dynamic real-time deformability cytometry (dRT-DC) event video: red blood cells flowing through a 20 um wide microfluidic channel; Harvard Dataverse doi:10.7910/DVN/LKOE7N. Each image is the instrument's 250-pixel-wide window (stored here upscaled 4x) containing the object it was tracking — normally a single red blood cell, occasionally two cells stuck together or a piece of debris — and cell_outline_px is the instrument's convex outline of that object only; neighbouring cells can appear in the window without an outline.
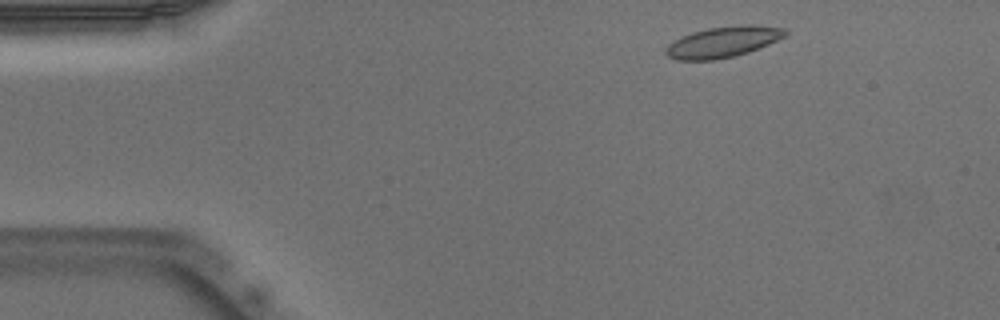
{"species": "Egyptian fruit bat (a non-hibernating species)", "species_latin": "Rousettus aegyptiacus", "temperature_condition": "warm", "stored_images_in_passage": 47, "camera_frame_rate_fps": 3000, "um_per_image_px": 0.085, "animal": {"sex": "male"}, "frame": {"image": 1, "passage_image": 3, "time_ms": 0.667, "image_size_px": [1000, 320], "cell_outline_px": [[788, 32], [784, 36], [768, 44], [748, 52], [732, 56], [712, 60], [676, 60], [668, 56], [664, 52], [664, 48], [668, 44], [680, 36], [692, 32], [708, 28], [740, 24], [748, 24], [784, 28]], "centroid_in_image_um": [61.4, 3.56], "position_along_channel_um": 23.6, "area_um2": 21.44}}
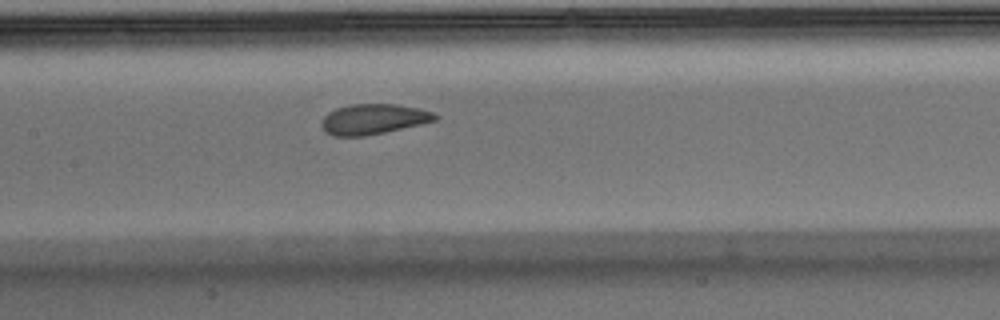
{"frame": {"image": 2, "passage_image": 20, "time_ms": 6.333, "image_size_px": [1000, 320], "cell_outline_px": [[440, 116], [436, 120], [420, 124], [384, 132], [364, 136], [332, 136], [324, 132], [320, 124], [320, 120], [328, 112], [336, 108], [348, 104], [396, 104], [420, 108], [432, 112]], "centroid_in_image_um": [31.69, 10.12], "position_along_channel_um": 175.7, "area_um2": 20.23}}
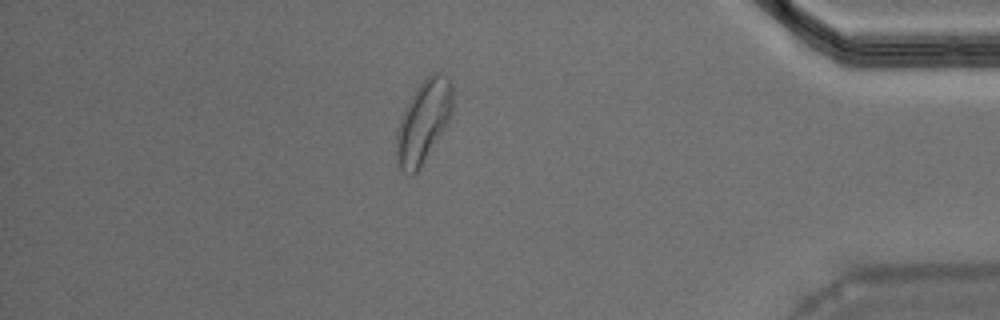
{"frame": {"image": 3, "passage_image": 40, "time_ms": 13.0, "image_size_px": [1000, 320], "cell_outline_px": [[452, 112], [448, 120], [420, 168], [412, 176], [404, 172], [400, 168], [396, 160], [396, 132], [404, 108], [416, 88], [432, 72], [440, 72], [448, 76], [452, 80]], "centroid_in_image_um": [35.98, 10.31], "position_along_channel_um": 399.2, "area_um2": 26.76}, "authors_computed_cell_mechanics": {"area_um2": 21.2126, "velocity_mm_per_s": 3.9159, "shape_relaxation_time_tau1_ms": 4.1523, "shape_relaxation_time_tau2_ms": 0.933, "deformation_change_tau1": 0.1106, "deformation_change_tau2": 0.0531}}